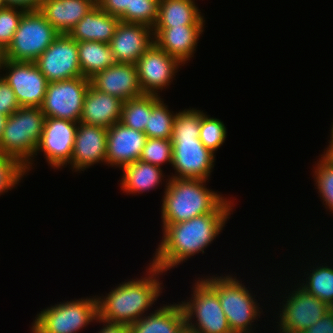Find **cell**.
<instances>
[{"instance_id":"cell-40","label":"cell","mask_w":333,"mask_h":333,"mask_svg":"<svg viewBox=\"0 0 333 333\" xmlns=\"http://www.w3.org/2000/svg\"><path fill=\"white\" fill-rule=\"evenodd\" d=\"M301 333H333V308L326 312L319 321Z\"/></svg>"},{"instance_id":"cell-43","label":"cell","mask_w":333,"mask_h":333,"mask_svg":"<svg viewBox=\"0 0 333 333\" xmlns=\"http://www.w3.org/2000/svg\"><path fill=\"white\" fill-rule=\"evenodd\" d=\"M330 140H329V145L327 146V149L324 150L323 156L333 164V123L330 131Z\"/></svg>"},{"instance_id":"cell-42","label":"cell","mask_w":333,"mask_h":333,"mask_svg":"<svg viewBox=\"0 0 333 333\" xmlns=\"http://www.w3.org/2000/svg\"><path fill=\"white\" fill-rule=\"evenodd\" d=\"M43 0H5L7 6H17L26 10H37Z\"/></svg>"},{"instance_id":"cell-37","label":"cell","mask_w":333,"mask_h":333,"mask_svg":"<svg viewBox=\"0 0 333 333\" xmlns=\"http://www.w3.org/2000/svg\"><path fill=\"white\" fill-rule=\"evenodd\" d=\"M25 11L26 9L17 6L0 9V48L4 51L11 43Z\"/></svg>"},{"instance_id":"cell-23","label":"cell","mask_w":333,"mask_h":333,"mask_svg":"<svg viewBox=\"0 0 333 333\" xmlns=\"http://www.w3.org/2000/svg\"><path fill=\"white\" fill-rule=\"evenodd\" d=\"M130 333H182L186 320L181 303L163 305L129 325Z\"/></svg>"},{"instance_id":"cell-15","label":"cell","mask_w":333,"mask_h":333,"mask_svg":"<svg viewBox=\"0 0 333 333\" xmlns=\"http://www.w3.org/2000/svg\"><path fill=\"white\" fill-rule=\"evenodd\" d=\"M135 65L143 94L159 96L163 88L171 85L182 64L153 42Z\"/></svg>"},{"instance_id":"cell-44","label":"cell","mask_w":333,"mask_h":333,"mask_svg":"<svg viewBox=\"0 0 333 333\" xmlns=\"http://www.w3.org/2000/svg\"><path fill=\"white\" fill-rule=\"evenodd\" d=\"M8 117L9 116L0 114V140L2 138L3 131H4V128H5V125H6V121H7Z\"/></svg>"},{"instance_id":"cell-24","label":"cell","mask_w":333,"mask_h":333,"mask_svg":"<svg viewBox=\"0 0 333 333\" xmlns=\"http://www.w3.org/2000/svg\"><path fill=\"white\" fill-rule=\"evenodd\" d=\"M120 19L104 12L98 5L89 11L68 33L77 42L110 43Z\"/></svg>"},{"instance_id":"cell-31","label":"cell","mask_w":333,"mask_h":333,"mask_svg":"<svg viewBox=\"0 0 333 333\" xmlns=\"http://www.w3.org/2000/svg\"><path fill=\"white\" fill-rule=\"evenodd\" d=\"M203 110L195 108L176 112L171 138H199Z\"/></svg>"},{"instance_id":"cell-39","label":"cell","mask_w":333,"mask_h":333,"mask_svg":"<svg viewBox=\"0 0 333 333\" xmlns=\"http://www.w3.org/2000/svg\"><path fill=\"white\" fill-rule=\"evenodd\" d=\"M131 0H100L97 5L110 15L127 23V8H130Z\"/></svg>"},{"instance_id":"cell-28","label":"cell","mask_w":333,"mask_h":333,"mask_svg":"<svg viewBox=\"0 0 333 333\" xmlns=\"http://www.w3.org/2000/svg\"><path fill=\"white\" fill-rule=\"evenodd\" d=\"M161 96L143 94L123 102L120 122L129 128L144 132L152 107Z\"/></svg>"},{"instance_id":"cell-7","label":"cell","mask_w":333,"mask_h":333,"mask_svg":"<svg viewBox=\"0 0 333 333\" xmlns=\"http://www.w3.org/2000/svg\"><path fill=\"white\" fill-rule=\"evenodd\" d=\"M60 33L37 10H26L20 19L5 58L12 61L35 62Z\"/></svg>"},{"instance_id":"cell-22","label":"cell","mask_w":333,"mask_h":333,"mask_svg":"<svg viewBox=\"0 0 333 333\" xmlns=\"http://www.w3.org/2000/svg\"><path fill=\"white\" fill-rule=\"evenodd\" d=\"M96 5L93 0H43L38 10L60 34H68Z\"/></svg>"},{"instance_id":"cell-32","label":"cell","mask_w":333,"mask_h":333,"mask_svg":"<svg viewBox=\"0 0 333 333\" xmlns=\"http://www.w3.org/2000/svg\"><path fill=\"white\" fill-rule=\"evenodd\" d=\"M314 165V181L323 205L333 213V164L322 154Z\"/></svg>"},{"instance_id":"cell-17","label":"cell","mask_w":333,"mask_h":333,"mask_svg":"<svg viewBox=\"0 0 333 333\" xmlns=\"http://www.w3.org/2000/svg\"><path fill=\"white\" fill-rule=\"evenodd\" d=\"M153 42L151 27L120 21L109 45L117 63L135 64Z\"/></svg>"},{"instance_id":"cell-6","label":"cell","mask_w":333,"mask_h":333,"mask_svg":"<svg viewBox=\"0 0 333 333\" xmlns=\"http://www.w3.org/2000/svg\"><path fill=\"white\" fill-rule=\"evenodd\" d=\"M97 319L96 296L64 301L40 311L31 324V333H77Z\"/></svg>"},{"instance_id":"cell-33","label":"cell","mask_w":333,"mask_h":333,"mask_svg":"<svg viewBox=\"0 0 333 333\" xmlns=\"http://www.w3.org/2000/svg\"><path fill=\"white\" fill-rule=\"evenodd\" d=\"M227 129L223 121L204 114L200 125L199 139L212 153L223 145L227 137Z\"/></svg>"},{"instance_id":"cell-12","label":"cell","mask_w":333,"mask_h":333,"mask_svg":"<svg viewBox=\"0 0 333 333\" xmlns=\"http://www.w3.org/2000/svg\"><path fill=\"white\" fill-rule=\"evenodd\" d=\"M173 178L208 180L215 165V156L199 138H171Z\"/></svg>"},{"instance_id":"cell-29","label":"cell","mask_w":333,"mask_h":333,"mask_svg":"<svg viewBox=\"0 0 333 333\" xmlns=\"http://www.w3.org/2000/svg\"><path fill=\"white\" fill-rule=\"evenodd\" d=\"M324 263L313 267L314 269L305 272L306 281L300 283V287L319 300H322L329 307L333 308V268ZM309 273V274H308ZM306 282V283H304Z\"/></svg>"},{"instance_id":"cell-36","label":"cell","mask_w":333,"mask_h":333,"mask_svg":"<svg viewBox=\"0 0 333 333\" xmlns=\"http://www.w3.org/2000/svg\"><path fill=\"white\" fill-rule=\"evenodd\" d=\"M159 0H131L127 8V23L143 24L151 28L158 17Z\"/></svg>"},{"instance_id":"cell-35","label":"cell","mask_w":333,"mask_h":333,"mask_svg":"<svg viewBox=\"0 0 333 333\" xmlns=\"http://www.w3.org/2000/svg\"><path fill=\"white\" fill-rule=\"evenodd\" d=\"M139 160L159 167L172 164L171 139L147 138Z\"/></svg>"},{"instance_id":"cell-11","label":"cell","mask_w":333,"mask_h":333,"mask_svg":"<svg viewBox=\"0 0 333 333\" xmlns=\"http://www.w3.org/2000/svg\"><path fill=\"white\" fill-rule=\"evenodd\" d=\"M1 75L15 93L20 107H41L48 81L35 62L5 59Z\"/></svg>"},{"instance_id":"cell-34","label":"cell","mask_w":333,"mask_h":333,"mask_svg":"<svg viewBox=\"0 0 333 333\" xmlns=\"http://www.w3.org/2000/svg\"><path fill=\"white\" fill-rule=\"evenodd\" d=\"M26 174L25 166L18 159L0 151V196L15 188Z\"/></svg>"},{"instance_id":"cell-9","label":"cell","mask_w":333,"mask_h":333,"mask_svg":"<svg viewBox=\"0 0 333 333\" xmlns=\"http://www.w3.org/2000/svg\"><path fill=\"white\" fill-rule=\"evenodd\" d=\"M89 86L90 79L84 76L48 82L44 102L41 106L45 117L80 122Z\"/></svg>"},{"instance_id":"cell-30","label":"cell","mask_w":333,"mask_h":333,"mask_svg":"<svg viewBox=\"0 0 333 333\" xmlns=\"http://www.w3.org/2000/svg\"><path fill=\"white\" fill-rule=\"evenodd\" d=\"M174 111L168 109L161 98L153 107L144 133L147 138L171 139Z\"/></svg>"},{"instance_id":"cell-3","label":"cell","mask_w":333,"mask_h":333,"mask_svg":"<svg viewBox=\"0 0 333 333\" xmlns=\"http://www.w3.org/2000/svg\"><path fill=\"white\" fill-rule=\"evenodd\" d=\"M207 181L173 177L166 179L161 205L163 228L167 224L187 221L207 213L233 212L234 201L208 189Z\"/></svg>"},{"instance_id":"cell-38","label":"cell","mask_w":333,"mask_h":333,"mask_svg":"<svg viewBox=\"0 0 333 333\" xmlns=\"http://www.w3.org/2000/svg\"><path fill=\"white\" fill-rule=\"evenodd\" d=\"M19 108L14 91L0 76V114L10 116Z\"/></svg>"},{"instance_id":"cell-25","label":"cell","mask_w":333,"mask_h":333,"mask_svg":"<svg viewBox=\"0 0 333 333\" xmlns=\"http://www.w3.org/2000/svg\"><path fill=\"white\" fill-rule=\"evenodd\" d=\"M181 25H205L195 0H159L158 17L153 28Z\"/></svg>"},{"instance_id":"cell-1","label":"cell","mask_w":333,"mask_h":333,"mask_svg":"<svg viewBox=\"0 0 333 333\" xmlns=\"http://www.w3.org/2000/svg\"><path fill=\"white\" fill-rule=\"evenodd\" d=\"M231 213H207L190 220L167 224L151 264L163 272L186 262L208 247L221 233Z\"/></svg>"},{"instance_id":"cell-26","label":"cell","mask_w":333,"mask_h":333,"mask_svg":"<svg viewBox=\"0 0 333 333\" xmlns=\"http://www.w3.org/2000/svg\"><path fill=\"white\" fill-rule=\"evenodd\" d=\"M121 190L141 194L156 189L165 177L161 167L137 160L122 167Z\"/></svg>"},{"instance_id":"cell-4","label":"cell","mask_w":333,"mask_h":333,"mask_svg":"<svg viewBox=\"0 0 333 333\" xmlns=\"http://www.w3.org/2000/svg\"><path fill=\"white\" fill-rule=\"evenodd\" d=\"M45 114L41 107H20L11 114L0 140V151L18 159L26 168L27 175L41 140Z\"/></svg>"},{"instance_id":"cell-20","label":"cell","mask_w":333,"mask_h":333,"mask_svg":"<svg viewBox=\"0 0 333 333\" xmlns=\"http://www.w3.org/2000/svg\"><path fill=\"white\" fill-rule=\"evenodd\" d=\"M205 25H181L152 28L154 42L184 66L194 56Z\"/></svg>"},{"instance_id":"cell-46","label":"cell","mask_w":333,"mask_h":333,"mask_svg":"<svg viewBox=\"0 0 333 333\" xmlns=\"http://www.w3.org/2000/svg\"><path fill=\"white\" fill-rule=\"evenodd\" d=\"M7 4L5 2V0H0V9L6 8Z\"/></svg>"},{"instance_id":"cell-21","label":"cell","mask_w":333,"mask_h":333,"mask_svg":"<svg viewBox=\"0 0 333 333\" xmlns=\"http://www.w3.org/2000/svg\"><path fill=\"white\" fill-rule=\"evenodd\" d=\"M123 102L120 98L99 91L90 84L84 99L80 122L108 129L120 122Z\"/></svg>"},{"instance_id":"cell-10","label":"cell","mask_w":333,"mask_h":333,"mask_svg":"<svg viewBox=\"0 0 333 333\" xmlns=\"http://www.w3.org/2000/svg\"><path fill=\"white\" fill-rule=\"evenodd\" d=\"M291 293V294H290ZM282 303L278 333H301L319 321L331 307L312 294H309L299 285L290 291ZM287 298V299H286Z\"/></svg>"},{"instance_id":"cell-2","label":"cell","mask_w":333,"mask_h":333,"mask_svg":"<svg viewBox=\"0 0 333 333\" xmlns=\"http://www.w3.org/2000/svg\"><path fill=\"white\" fill-rule=\"evenodd\" d=\"M148 266L144 278L129 279L115 286L106 296L97 295L98 319L131 325L148 314L146 311L162 293L159 275L164 273L151 263Z\"/></svg>"},{"instance_id":"cell-19","label":"cell","mask_w":333,"mask_h":333,"mask_svg":"<svg viewBox=\"0 0 333 333\" xmlns=\"http://www.w3.org/2000/svg\"><path fill=\"white\" fill-rule=\"evenodd\" d=\"M90 84L99 91L122 101L143 95L135 64L115 63L90 78Z\"/></svg>"},{"instance_id":"cell-45","label":"cell","mask_w":333,"mask_h":333,"mask_svg":"<svg viewBox=\"0 0 333 333\" xmlns=\"http://www.w3.org/2000/svg\"><path fill=\"white\" fill-rule=\"evenodd\" d=\"M5 51L3 49L0 48V73L2 72V69H3V64H4V61H5ZM2 74H0L1 76Z\"/></svg>"},{"instance_id":"cell-41","label":"cell","mask_w":333,"mask_h":333,"mask_svg":"<svg viewBox=\"0 0 333 333\" xmlns=\"http://www.w3.org/2000/svg\"><path fill=\"white\" fill-rule=\"evenodd\" d=\"M97 323H103V327L98 333H130V327L124 323H111L108 321L97 319Z\"/></svg>"},{"instance_id":"cell-13","label":"cell","mask_w":333,"mask_h":333,"mask_svg":"<svg viewBox=\"0 0 333 333\" xmlns=\"http://www.w3.org/2000/svg\"><path fill=\"white\" fill-rule=\"evenodd\" d=\"M35 63L48 82L82 76L77 41L68 34H59Z\"/></svg>"},{"instance_id":"cell-27","label":"cell","mask_w":333,"mask_h":333,"mask_svg":"<svg viewBox=\"0 0 333 333\" xmlns=\"http://www.w3.org/2000/svg\"><path fill=\"white\" fill-rule=\"evenodd\" d=\"M77 46L82 76L88 79L116 63L108 43L81 41L77 42Z\"/></svg>"},{"instance_id":"cell-47","label":"cell","mask_w":333,"mask_h":333,"mask_svg":"<svg viewBox=\"0 0 333 333\" xmlns=\"http://www.w3.org/2000/svg\"><path fill=\"white\" fill-rule=\"evenodd\" d=\"M182 333H194V332H191L190 330L185 329Z\"/></svg>"},{"instance_id":"cell-5","label":"cell","mask_w":333,"mask_h":333,"mask_svg":"<svg viewBox=\"0 0 333 333\" xmlns=\"http://www.w3.org/2000/svg\"><path fill=\"white\" fill-rule=\"evenodd\" d=\"M202 279L218 294L221 307L233 333H253L255 320L263 312L251 290L233 275ZM251 292V293H250ZM258 303V304H257ZM253 323V324H252Z\"/></svg>"},{"instance_id":"cell-8","label":"cell","mask_w":333,"mask_h":333,"mask_svg":"<svg viewBox=\"0 0 333 333\" xmlns=\"http://www.w3.org/2000/svg\"><path fill=\"white\" fill-rule=\"evenodd\" d=\"M191 289V299L180 302L185 314L186 329L194 333H233L218 294L202 277L195 280Z\"/></svg>"},{"instance_id":"cell-16","label":"cell","mask_w":333,"mask_h":333,"mask_svg":"<svg viewBox=\"0 0 333 333\" xmlns=\"http://www.w3.org/2000/svg\"><path fill=\"white\" fill-rule=\"evenodd\" d=\"M107 132L105 127L78 122L69 163L74 172L84 171L98 163L106 165Z\"/></svg>"},{"instance_id":"cell-14","label":"cell","mask_w":333,"mask_h":333,"mask_svg":"<svg viewBox=\"0 0 333 333\" xmlns=\"http://www.w3.org/2000/svg\"><path fill=\"white\" fill-rule=\"evenodd\" d=\"M77 125L70 120L46 117L34 159L44 152V158L54 170L67 166L72 159Z\"/></svg>"},{"instance_id":"cell-18","label":"cell","mask_w":333,"mask_h":333,"mask_svg":"<svg viewBox=\"0 0 333 333\" xmlns=\"http://www.w3.org/2000/svg\"><path fill=\"white\" fill-rule=\"evenodd\" d=\"M147 136L144 132L124 126L121 122L108 128L106 164L122 168L139 160Z\"/></svg>"}]
</instances>
